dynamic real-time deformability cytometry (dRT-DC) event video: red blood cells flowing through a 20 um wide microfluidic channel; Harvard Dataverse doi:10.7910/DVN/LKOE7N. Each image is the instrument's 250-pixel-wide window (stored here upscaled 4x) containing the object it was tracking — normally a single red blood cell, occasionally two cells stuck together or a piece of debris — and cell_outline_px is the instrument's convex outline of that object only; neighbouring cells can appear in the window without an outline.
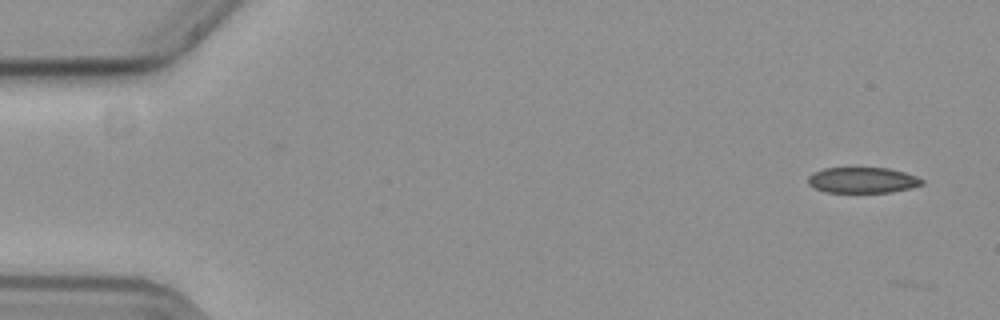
{"species": "common noctule bat (a hibernating species)", "species_latin": "Nyctalus noctula", "temperature_condition": "cold", "stored_images_in_passage": 5, "camera_frame_rate_fps": 3000, "um_per_image_px": 0.085, "animal": {"sex": "female", "body_mass_g": 19.3, "forearm_length_mm": 54.1}, "frame": {"image": 1, "passage_image": 4, "time_ms": 1.0, "image_size_px": [1000, 320], "cell_outline_px": [[924, 184], [892, 192], [824, 192], [808, 184], [808, 176], [812, 172], [824, 168], [888, 168], [904, 172], [916, 176], [924, 180]], "centroid_in_image_um": [73.3, 15.31], "position_along_channel_um": 11.7, "area_um2": 17.05}}